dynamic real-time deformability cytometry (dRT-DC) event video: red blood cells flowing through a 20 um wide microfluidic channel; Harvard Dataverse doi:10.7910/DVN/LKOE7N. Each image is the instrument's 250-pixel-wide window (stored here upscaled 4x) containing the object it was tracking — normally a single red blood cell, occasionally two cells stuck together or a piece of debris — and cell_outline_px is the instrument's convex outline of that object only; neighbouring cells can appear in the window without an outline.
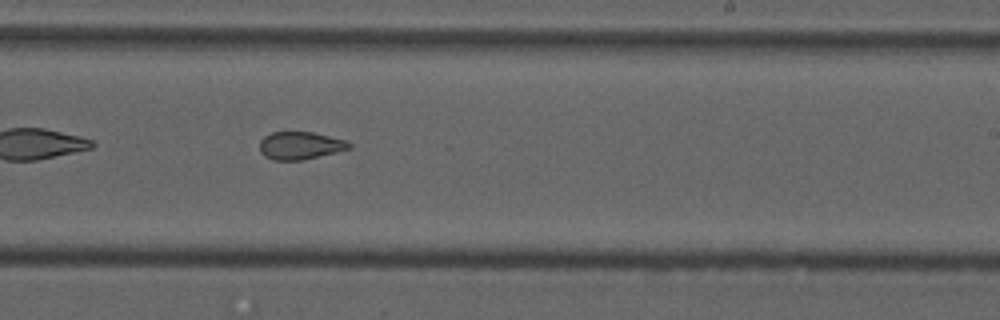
{"species": "common noctule bat (a hibernating species)", "species_latin": "Nyctalus noctula", "temperature_condition": "cold", "stored_images_in_passage": 38, "camera_frame_rate_fps": 3000, "um_per_image_px": 0.085, "animal": {"sex": "male", "forearm_length_mm": 52.5}, "frame": {"image": 1, "passage_image": 17, "time_ms": 5.333, "image_size_px": [1000, 320], "cell_outline_px": [[352, 148], [304, 160], [272, 160], [264, 156], [260, 152], [260, 140], [264, 136], [272, 132], [312, 132], [344, 140], [352, 144]], "centroid_in_image_um": [25.49, 12.38], "position_along_channel_um": 263.5, "area_um2": 14.45}, "authors_computed_cell_mechanics": {"area_um2": 15.9239, "velocity_mm_per_s": 3.7464, "shape_relaxation_time_tau1_ms": null, "shape_relaxation_time_tau2_ms": 1.8771, "deformation_change_tau1": null, "deformation_change_tau2": 0.0771}}